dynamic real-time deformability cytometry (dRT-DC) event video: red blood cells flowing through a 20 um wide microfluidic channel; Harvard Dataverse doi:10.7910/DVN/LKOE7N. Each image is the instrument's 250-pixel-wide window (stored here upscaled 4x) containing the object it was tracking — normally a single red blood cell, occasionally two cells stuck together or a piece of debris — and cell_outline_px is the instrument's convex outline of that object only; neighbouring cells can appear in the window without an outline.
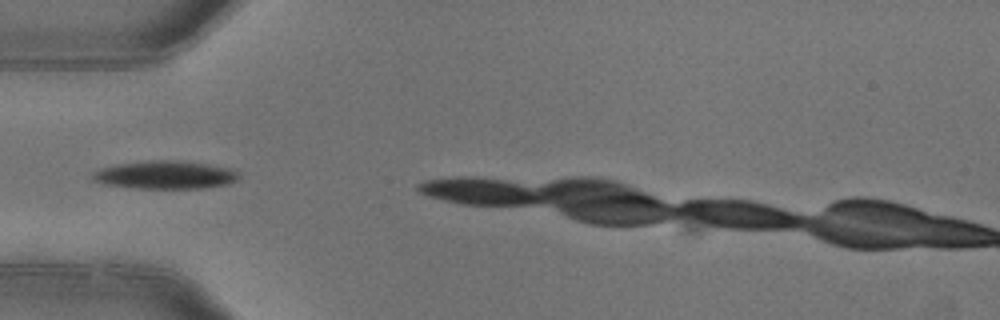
{"species": "common noctule bat (a hibernating species)", "species_latin": "Nyctalus noctula", "temperature_condition": "warm", "stored_images_in_passage": 2, "camera_frame_rate_fps": 3000, "um_per_image_px": 0.085, "animal": {"sex": "female"}, "frame": {"image": 1, "passage_image": 1, "time_ms": 0.0, "image_size_px": [1000, 320], "cell_outline_px": [[240, 176], [236, 180], [224, 184], [200, 188], [136, 188], [104, 184], [92, 180], [92, 172], [100, 168], [116, 164], [148, 160], [184, 160], [236, 168]], "centroid_in_image_um": [14.05, 14.84], "position_along_channel_um": 70.9, "area_um2": 24.22}}